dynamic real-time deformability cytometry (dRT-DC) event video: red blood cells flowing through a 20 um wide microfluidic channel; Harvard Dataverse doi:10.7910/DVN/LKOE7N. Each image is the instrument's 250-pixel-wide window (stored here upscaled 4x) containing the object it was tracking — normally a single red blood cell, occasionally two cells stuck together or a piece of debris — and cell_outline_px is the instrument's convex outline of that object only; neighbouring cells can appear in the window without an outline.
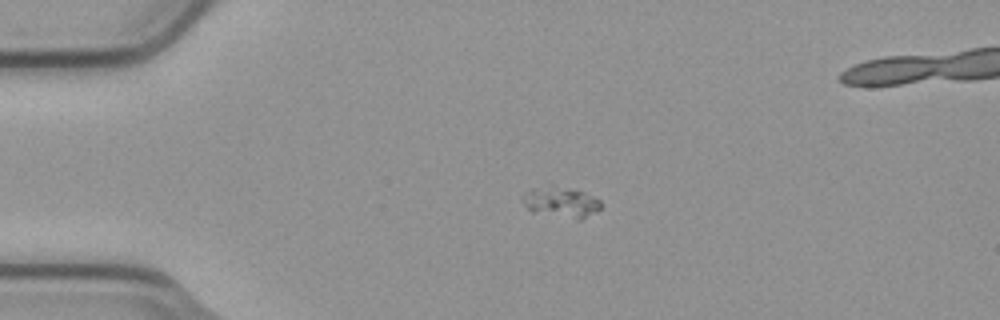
{"species": "common noctule bat (a hibernating species)", "species_latin": "Nyctalus noctula", "temperature_condition": "cold", "stored_images_in_passage": 3, "camera_frame_rate_fps": 3000, "um_per_image_px": 0.085, "animal": {"sex": "male", "body_mass_g": 23.1, "forearm_length_mm": 52.7}, "frame": {"image": 1, "passage_image": 1, "time_ms": 0.0, "image_size_px": [1000, 320], "cell_outline_px": [[600, 208], [596, 212], [580, 220], [576, 220], [532, 212], [524, 204], [520, 196], [524, 192], [532, 188], [552, 184], [576, 188], [600, 200]], "centroid_in_image_um": [47.65, 17.16], "position_along_channel_um": 37.3, "area_um2": 14.51}}